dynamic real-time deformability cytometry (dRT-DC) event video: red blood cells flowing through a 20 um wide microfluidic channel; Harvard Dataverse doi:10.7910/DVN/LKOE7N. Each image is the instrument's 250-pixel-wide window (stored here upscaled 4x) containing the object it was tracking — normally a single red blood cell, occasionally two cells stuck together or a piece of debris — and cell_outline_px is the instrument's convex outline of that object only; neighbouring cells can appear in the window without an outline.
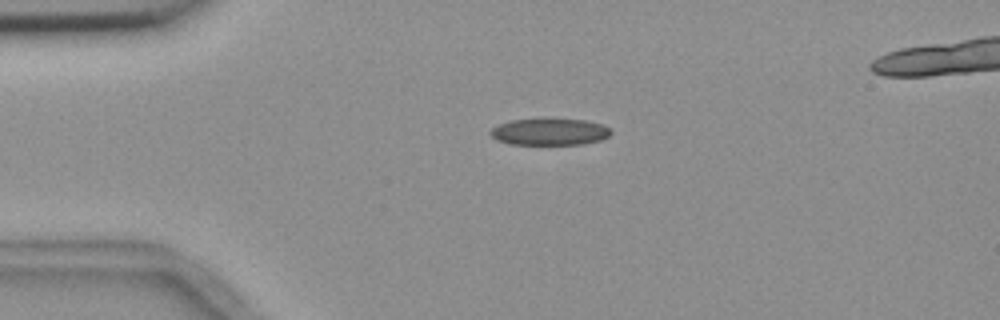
{"species": "common noctule bat (a hibernating species)", "species_latin": "Nyctalus noctula", "temperature_condition": "room temperature", "stored_images_in_passage": 7, "camera_frame_rate_fps": 3000, "um_per_image_px": 0.085, "animal": {"sex": "female", "body_mass_g": 18.4}, "frame": {"image": 1, "passage_image": 3, "time_ms": 2.667, "image_size_px": [1000, 320], "cell_outline_px": [[612, 132], [608, 136], [600, 140], [584, 144], [512, 144], [496, 140], [488, 132], [492, 128], [508, 120], [544, 116], [584, 120], [600, 124], [608, 128]], "centroid_in_image_um": [46.67, 11.16], "position_along_channel_um": 38.3, "area_um2": 19.42}}